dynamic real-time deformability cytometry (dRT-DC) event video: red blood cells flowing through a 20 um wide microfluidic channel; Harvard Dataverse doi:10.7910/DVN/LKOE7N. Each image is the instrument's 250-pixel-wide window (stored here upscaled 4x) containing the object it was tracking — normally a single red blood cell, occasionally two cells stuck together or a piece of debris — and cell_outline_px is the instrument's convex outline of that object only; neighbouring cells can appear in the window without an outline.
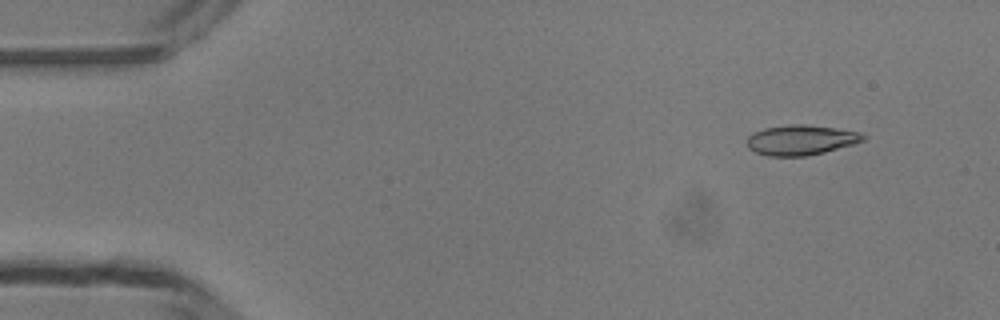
{"species": "common noctule bat (a hibernating species)", "species_latin": "Nyctalus noctula", "temperature_condition": "room temperature", "stored_images_in_passage": 49, "camera_frame_rate_fps": 3000, "um_per_image_px": 0.085, "animal": {"sex": "male", "body_mass_g": 13.3}, "frame": {"image": 1, "passage_image": 5, "time_ms": 1.333, "image_size_px": [1000, 320], "cell_outline_px": [[868, 136], [864, 140], [856, 144], [808, 156], [768, 156], [756, 152], [748, 148], [744, 140], [752, 132], [764, 128], [788, 124], [804, 124], [860, 132]], "centroid_in_image_um": [68.05, 11.9], "position_along_channel_um": 16.9, "area_um2": 20.63}}
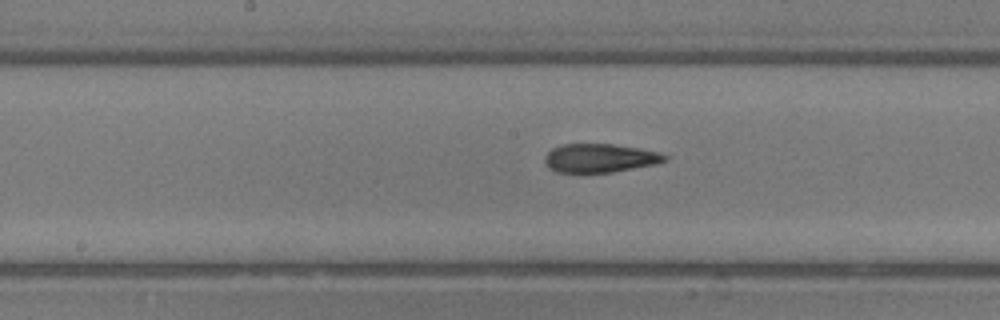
{"frame": {"image": 2, "passage_image": 25, "time_ms": 8.0, "image_size_px": [1000, 320], "cell_outline_px": [[668, 160], [656, 164], [612, 172], [556, 172], [548, 168], [544, 164], [544, 156], [552, 148], [564, 144], [612, 144], [640, 148], [660, 152], [668, 156]], "centroid_in_image_um": [50.99, 13.43], "position_along_channel_um": 197.2, "area_um2": 20.17}}
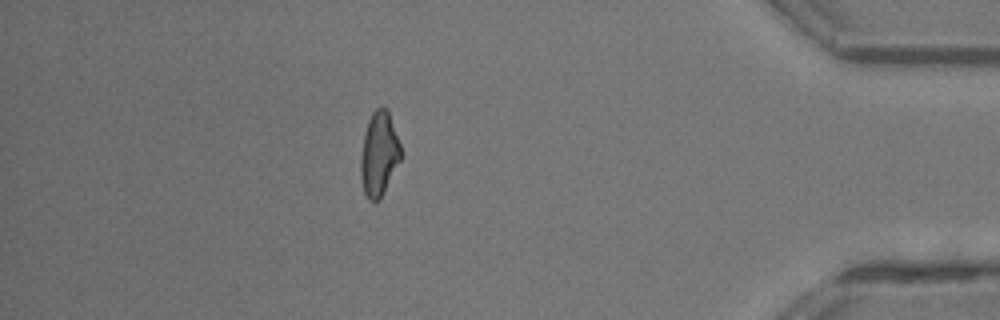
{"frame": {"image": 3, "passage_image": 43, "time_ms": 14.0, "image_size_px": [1000, 320], "cell_outline_px": [[400, 160], [380, 200], [368, 200], [364, 192], [360, 176], [360, 160], [364, 136], [368, 120], [372, 112], [380, 104], [388, 108], [400, 144]], "centroid_in_image_um": [32.21, 13.05], "position_along_channel_um": 403.0, "area_um2": 19.71}, "authors_computed_cell_mechanics": {"area_um2": 20.4034, "velocity_mm_per_s": 4.2023, "shape_relaxation_time_tau1_ms": 7.763, "shape_relaxation_time_tau2_ms": 1.7414, "deformation_change_tau1": 0.2532, "deformation_change_tau2": 0.094}}